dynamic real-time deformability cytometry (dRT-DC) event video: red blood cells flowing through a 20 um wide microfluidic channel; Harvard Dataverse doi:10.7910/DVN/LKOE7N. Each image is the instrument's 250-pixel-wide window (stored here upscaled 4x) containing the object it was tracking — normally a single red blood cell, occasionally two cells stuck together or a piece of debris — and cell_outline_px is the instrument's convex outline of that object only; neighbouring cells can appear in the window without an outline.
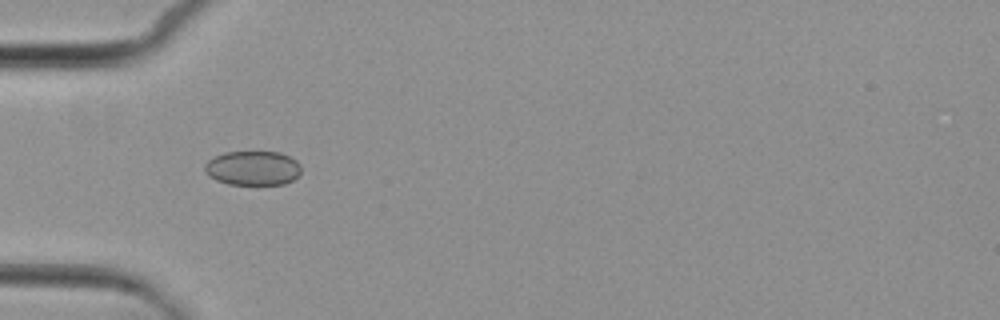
{"species": "common noctule bat (a hibernating species)", "species_latin": "Nyctalus noctula", "temperature_condition": "cold", "stored_images_in_passage": 3, "camera_frame_rate_fps": 3000, "um_per_image_px": 0.085, "animal": {"sex": "female", "body_mass_g": 29.2, "forearm_length_mm": 56.3}, "frame": {"image": 1, "passage_image": 2, "time_ms": 1.333, "image_size_px": [1000, 320], "cell_outline_px": [[300, 172], [292, 180], [284, 184], [228, 184], [216, 180], [208, 176], [204, 168], [204, 164], [208, 160], [224, 152], [280, 152], [296, 160], [300, 164]], "centroid_in_image_um": [21.47, 14.29], "position_along_channel_um": 63.5, "area_um2": 19.25}}
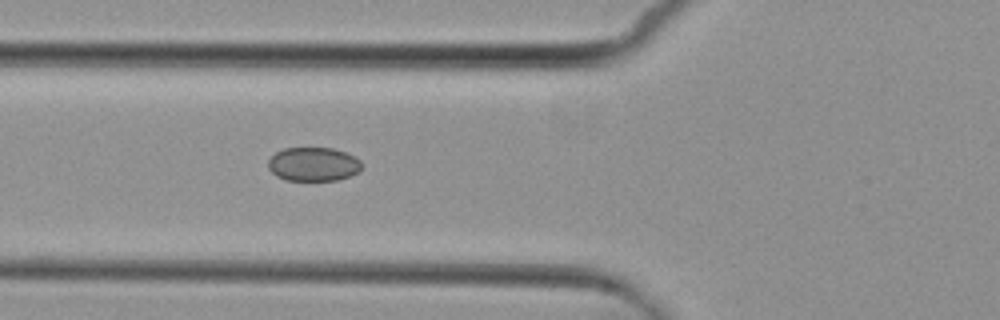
{"frame": {"image": 2, "passage_image": 3, "time_ms": 2.333, "image_size_px": [1000, 320], "cell_outline_px": [[364, 164], [360, 172], [336, 180], [284, 180], [276, 176], [268, 168], [268, 160], [276, 152], [284, 148], [332, 148], [344, 152], [360, 160]], "centroid_in_image_um": [26.64, 13.96], "position_along_channel_um": 99.2, "area_um2": 18.5}}